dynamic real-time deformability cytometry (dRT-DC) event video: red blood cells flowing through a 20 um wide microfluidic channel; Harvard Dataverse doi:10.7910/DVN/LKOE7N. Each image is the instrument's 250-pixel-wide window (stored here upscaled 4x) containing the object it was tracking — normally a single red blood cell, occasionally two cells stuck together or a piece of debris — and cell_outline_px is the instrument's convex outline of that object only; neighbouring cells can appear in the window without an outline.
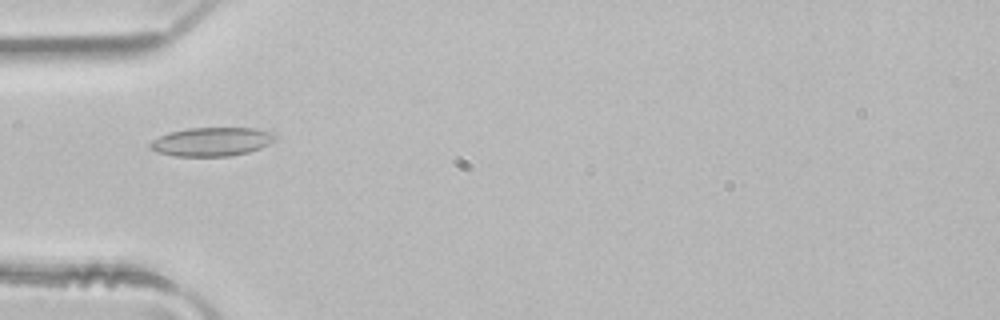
{"species": "common noctule bat (a hibernating species)", "species_latin": "Nyctalus noctula", "temperature_condition": "room temperature", "stored_images_in_passage": 44, "camera_frame_rate_fps": 3000, "um_per_image_px": 0.085, "animal": {"sex": "male", "body_mass_g": 21.5, "forearm_length_mm": 52.0}, "frame": {"image": 1, "passage_image": 11, "time_ms": 3.333, "image_size_px": [1000, 320], "cell_outline_px": [[276, 140], [260, 148], [248, 152], [228, 156], [172, 156], [156, 152], [148, 148], [148, 144], [152, 140], [168, 132], [188, 128], [252, 128], [268, 132], [276, 136]], "centroid_in_image_um": [17.92, 12.05], "position_along_channel_um": 67.1, "area_um2": 20.92}}
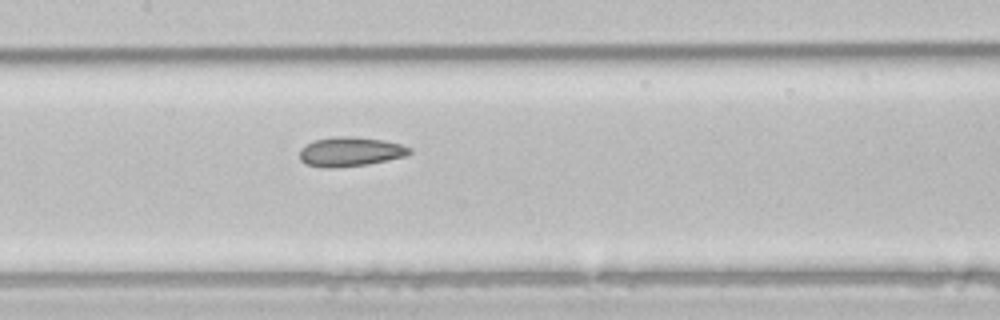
{"frame": {"image": 2, "passage_image": 19, "time_ms": 6.0, "image_size_px": [1000, 320], "cell_outline_px": [[412, 152], [408, 156], [368, 164], [336, 168], [324, 168], [304, 164], [300, 160], [300, 148], [316, 140], [336, 136], [352, 136], [384, 140], [400, 144], [412, 148]], "centroid_in_image_um": [29.8, 12.9], "position_along_channel_um": 177.6, "area_um2": 19.02}}
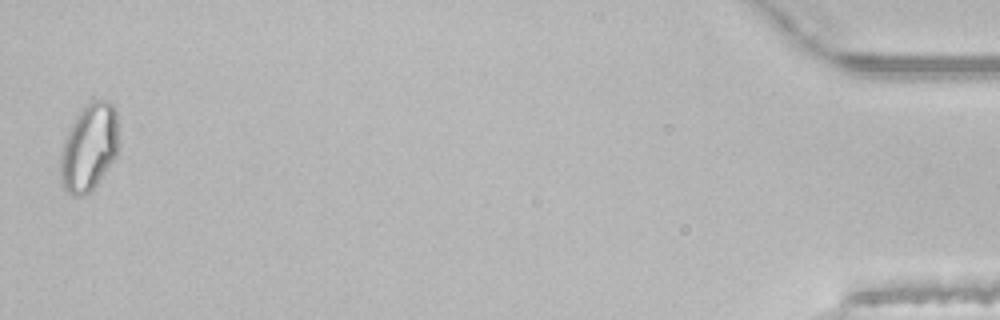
{"frame": {"image": 3, "passage_image": 44, "time_ms": 14.333, "image_size_px": [1000, 320], "cell_outline_px": [[116, 156], [92, 192], [84, 196], [72, 196], [64, 188], [60, 176], [60, 156], [64, 140], [80, 108], [92, 100], [108, 100], [116, 108]], "centroid_in_image_um": [7.55, 12.55], "position_along_channel_um": 427.7, "area_um2": 29.54}, "authors_computed_cell_mechanics": {"area_um2": 20.2589, "velocity_mm_per_s": 4.1387, "shape_relaxation_time_tau1_ms": 10.906, "shape_relaxation_time_tau2_ms": 3.1964, "deformation_change_tau1": 0.139, "deformation_change_tau2": 0.0815}}